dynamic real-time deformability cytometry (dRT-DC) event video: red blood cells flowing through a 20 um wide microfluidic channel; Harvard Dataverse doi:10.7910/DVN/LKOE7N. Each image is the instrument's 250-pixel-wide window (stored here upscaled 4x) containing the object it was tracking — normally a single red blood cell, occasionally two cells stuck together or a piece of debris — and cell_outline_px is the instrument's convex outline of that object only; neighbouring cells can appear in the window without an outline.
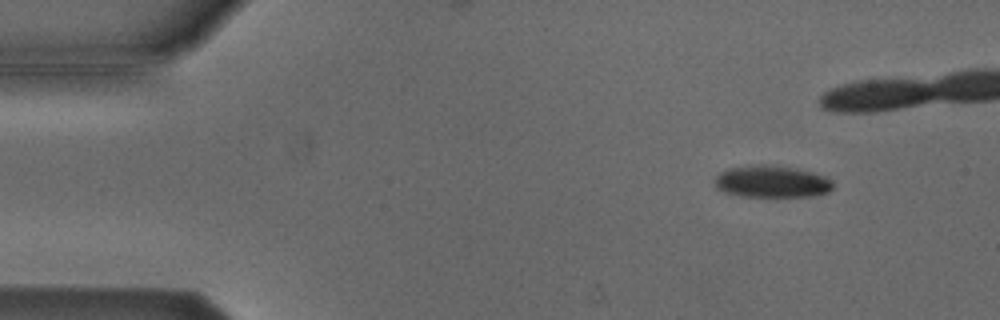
{"species": "Egyptian fruit bat (a non-hibernating species)", "species_latin": "Rousettus aegyptiacus", "temperature_condition": "cold", "stored_images_in_passage": 8, "camera_frame_rate_fps": 3000, "um_per_image_px": 0.085, "animal": {"sex": "male"}, "frame": {"image": 1, "passage_image": 1, "time_ms": 0.0, "image_size_px": [1000, 320], "cell_outline_px": [[832, 188], [828, 192], [808, 196], [740, 196], [724, 192], [716, 188], [712, 180], [720, 172], [728, 168], [748, 164], [776, 164], [796, 168], [812, 172], [824, 176], [832, 184]], "centroid_in_image_um": [65.51, 15.41], "position_along_channel_um": 19.5, "area_um2": 22.25}}